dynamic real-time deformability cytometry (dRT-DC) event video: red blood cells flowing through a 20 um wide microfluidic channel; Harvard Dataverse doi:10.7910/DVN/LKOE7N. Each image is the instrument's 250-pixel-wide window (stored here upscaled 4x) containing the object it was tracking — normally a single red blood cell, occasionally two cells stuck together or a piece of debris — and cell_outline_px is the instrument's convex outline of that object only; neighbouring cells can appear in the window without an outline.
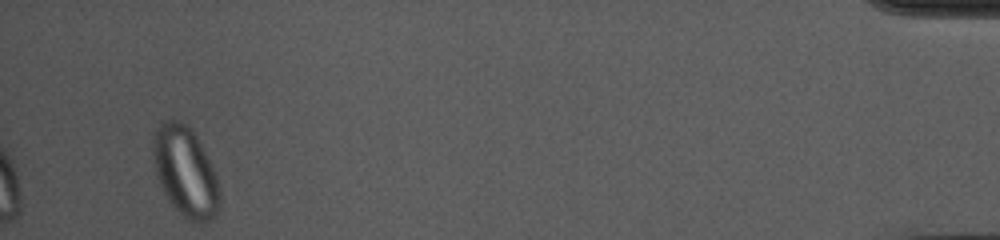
{"species": "common noctule bat (a hibernating species)", "species_latin": "Nyctalus noctula", "temperature_condition": "cold", "stored_images_in_passage": 48, "segment_of_instrument_passage": [2, 2], "camera_frame_rate_fps": 3000, "um_per_image_px": 0.085, "animal": {"sex": "female", "body_mass_g": 10.0, "forearm_length_mm": 53.1}, "frame": {"image": 1, "passage_image": 46, "time_ms": 15.0, "image_size_px": [1000, 240], "cell_outline_px": [[220, 208], [216, 220], [204, 224], [196, 224], [188, 220], [168, 200], [160, 184], [156, 172], [152, 144], [152, 140], [160, 124], [172, 116], [188, 124], [196, 136], [212, 164], [216, 176], [220, 192]], "centroid_in_image_um": [15.8, 14.62], "position_along_channel_um": 419.4, "area_um2": 35.37}}